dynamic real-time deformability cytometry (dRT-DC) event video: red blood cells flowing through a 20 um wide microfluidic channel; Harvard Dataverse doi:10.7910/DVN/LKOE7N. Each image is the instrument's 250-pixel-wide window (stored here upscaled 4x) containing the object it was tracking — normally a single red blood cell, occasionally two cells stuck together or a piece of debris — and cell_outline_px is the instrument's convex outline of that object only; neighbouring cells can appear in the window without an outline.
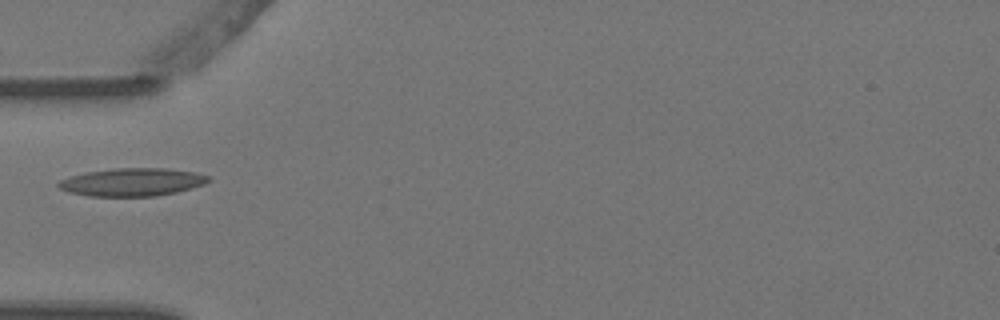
{"species": "Egyptian fruit bat (a non-hibernating species)", "species_latin": "Rousettus aegyptiacus", "temperature_condition": "warm", "stored_images_in_passage": 2, "camera_frame_rate_fps": 3000, "um_per_image_px": 0.085, "animal": {"sex": "female"}, "frame": {"image": 1, "passage_image": 1, "time_ms": 0.0, "image_size_px": [1000, 320], "cell_outline_px": [[212, 180], [204, 184], [176, 192], [152, 196], [88, 196], [68, 192], [60, 188], [56, 184], [60, 180], [72, 176], [88, 172], [116, 168], [168, 168], [196, 172], [208, 176]], "centroid_in_image_um": [11.25, 15.47], "position_along_channel_um": 73.7, "area_um2": 24.28}}
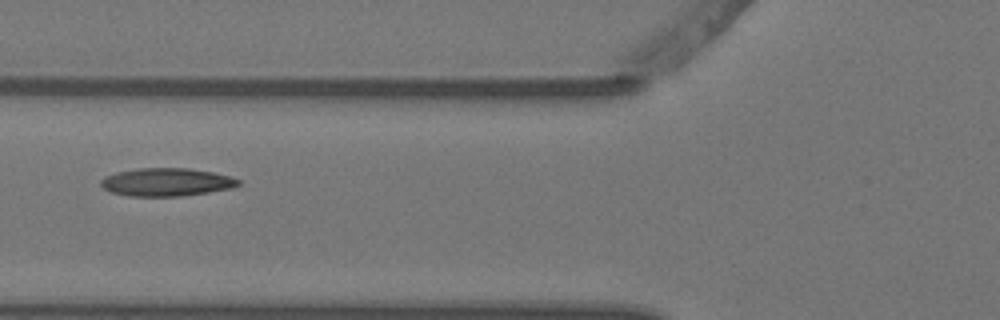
{"frame": {"image": 2, "passage_image": 2, "time_ms": 0.333, "image_size_px": [1000, 320], "cell_outline_px": [[240, 184], [232, 188], [184, 196], [128, 196], [112, 192], [104, 188], [100, 184], [100, 180], [104, 176], [116, 172], [136, 168], [188, 168], [212, 172], [232, 176], [240, 180]], "centroid_in_image_um": [14.15, 15.47], "position_along_channel_um": 111.7, "area_um2": 22.6}}